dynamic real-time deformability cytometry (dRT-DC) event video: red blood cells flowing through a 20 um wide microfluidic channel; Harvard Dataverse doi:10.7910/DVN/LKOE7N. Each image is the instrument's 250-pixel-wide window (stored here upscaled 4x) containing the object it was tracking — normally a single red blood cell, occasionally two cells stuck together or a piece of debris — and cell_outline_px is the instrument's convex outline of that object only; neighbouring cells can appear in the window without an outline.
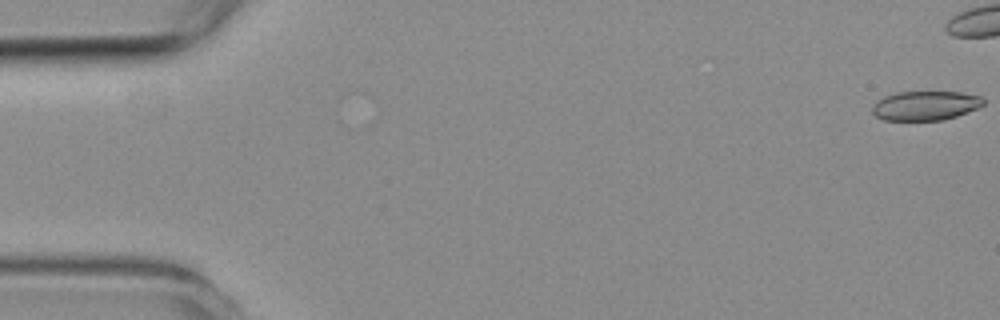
{"species": "common noctule bat (a hibernating species)", "species_latin": "Nyctalus noctula", "temperature_condition": "room temperature", "stored_images_in_passage": 4, "camera_frame_rate_fps": 3000, "um_per_image_px": 0.085, "animal": {"sex": "female", "body_mass_g": 19.3, "forearm_length_mm": 54.1}, "frame": {"image": 1, "passage_image": 1, "time_ms": 0.0, "image_size_px": [1000, 320], "cell_outline_px": [[984, 104], [968, 112], [944, 120], [884, 120], [876, 116], [872, 112], [872, 108], [876, 100], [884, 96], [896, 92], [960, 92], [980, 96], [984, 100]], "centroid_in_image_um": [78.63, 8.98], "position_along_channel_um": 6.4, "area_um2": 18.96}}